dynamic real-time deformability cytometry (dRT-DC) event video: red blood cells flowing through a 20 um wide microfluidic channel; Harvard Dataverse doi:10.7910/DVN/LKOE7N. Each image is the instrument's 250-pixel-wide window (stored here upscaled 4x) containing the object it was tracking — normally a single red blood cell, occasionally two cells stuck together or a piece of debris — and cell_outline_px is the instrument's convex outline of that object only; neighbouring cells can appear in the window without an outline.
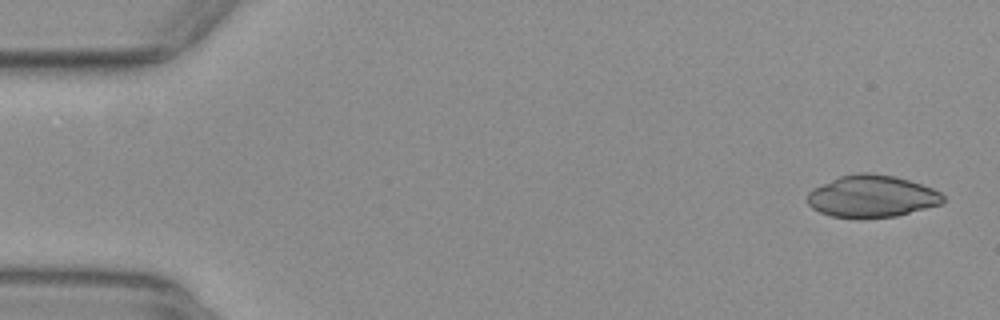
{"species": "common noctule bat (a hibernating species)", "species_latin": "Nyctalus noctula", "temperature_condition": "warm", "stored_images_in_passage": 51, "camera_frame_rate_fps": 3000, "um_per_image_px": 0.085, "animal": {"sex": "female", "body_mass_g": 29.2, "forearm_length_mm": 56.3}, "frame": {"image": 1, "passage_image": 1, "time_ms": 0.0, "image_size_px": [1000, 320], "cell_outline_px": [[944, 200], [940, 204], [896, 216], [860, 220], [832, 216], [820, 212], [812, 208], [808, 204], [808, 192], [812, 188], [840, 176], [856, 172], [872, 172], [896, 176], [932, 188], [940, 192], [944, 196]], "centroid_in_image_um": [74.07, 16.7], "position_along_channel_um": 10.9, "area_um2": 33.64}}